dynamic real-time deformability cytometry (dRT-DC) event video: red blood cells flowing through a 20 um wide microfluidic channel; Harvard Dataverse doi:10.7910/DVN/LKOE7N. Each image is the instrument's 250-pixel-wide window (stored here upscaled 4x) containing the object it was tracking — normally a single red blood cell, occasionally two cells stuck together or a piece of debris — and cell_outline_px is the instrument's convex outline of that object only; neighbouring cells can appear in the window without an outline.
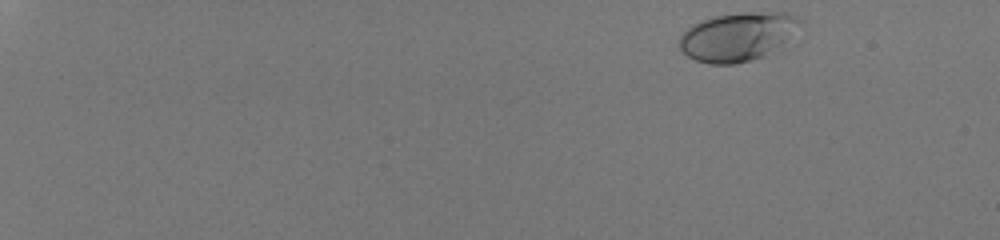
{"species": "human", "species_latin": "Homo sapiens", "temperature_condition": "room temperature", "stored_images_in_passage": 48, "camera_frame_rate_fps": 3000, "um_per_image_px": 0.085, "donor": {"sex": "male"}, "frame": {"image": 1, "passage_image": 1, "time_ms": 0.0, "image_size_px": [1000, 240], "cell_outline_px": [[804, 24], [788, 40], [764, 56], [752, 60], [736, 64], [708, 64], [696, 60], [688, 56], [680, 48], [676, 40], [692, 24], [716, 16], [740, 12], [784, 12], [796, 16], [804, 20]], "centroid_in_image_um": [62.73, 3.11], "position_along_channel_um": 22.3, "area_um2": 34.51}}
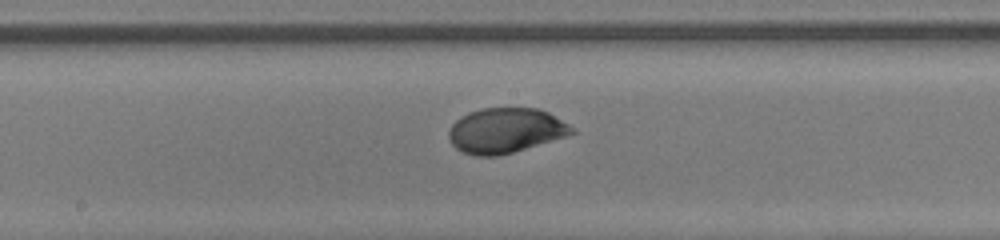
{"frame": {"image": 2, "passage_image": 28, "time_ms": 9.0, "image_size_px": [1000, 240], "cell_outline_px": [[576, 132], [564, 136], [500, 156], [476, 156], [464, 152], [456, 148], [452, 144], [448, 136], [448, 132], [452, 124], [460, 116], [468, 112], [484, 108], [536, 108], [548, 112], [576, 128]], "centroid_in_image_um": [42.95, 11.09], "position_along_channel_um": 205.2, "area_um2": 32.14}}
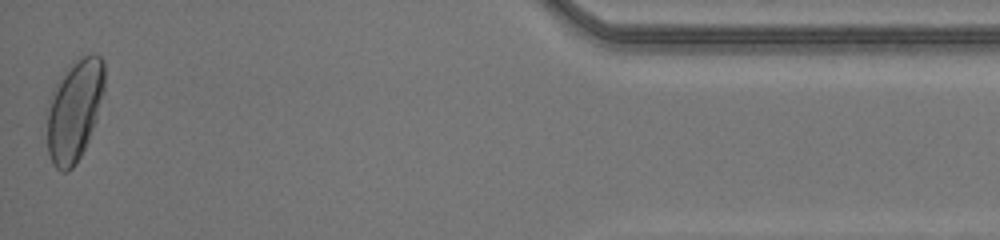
{"frame": {"image": 3, "passage_image": 48, "time_ms": 15.667, "image_size_px": [1000, 240], "cell_outline_px": [[104, 92], [96, 120], [88, 140], [76, 164], [68, 172], [60, 172], [52, 164], [48, 152], [48, 100], [52, 88], [80, 56], [92, 52], [100, 56], [104, 60]], "centroid_in_image_um": [6.34, 9.37], "position_along_channel_um": 428.9, "area_um2": 33.99}, "authors_computed_cell_mechanics": {"area_um2": 31.6744, "velocity_mm_per_s": 4.1735, "shape_relaxation_time_tau1_ms": 3.9967, "shape_relaxation_time_tau2_ms": null, "deformation_change_tau1": 0.1726, "deformation_change_tau2": null}}